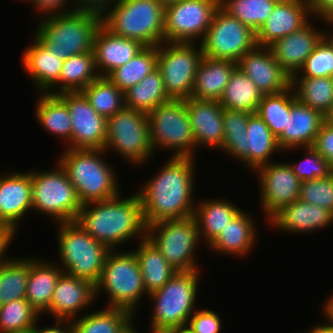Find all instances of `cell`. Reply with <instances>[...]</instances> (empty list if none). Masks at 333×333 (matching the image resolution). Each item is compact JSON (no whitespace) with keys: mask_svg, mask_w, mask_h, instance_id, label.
<instances>
[{"mask_svg":"<svg viewBox=\"0 0 333 333\" xmlns=\"http://www.w3.org/2000/svg\"><path fill=\"white\" fill-rule=\"evenodd\" d=\"M246 134L245 166L254 171L268 164L271 155L280 148L277 138L257 113L249 115Z\"/></svg>","mask_w":333,"mask_h":333,"instance_id":"cell-31","label":"cell"},{"mask_svg":"<svg viewBox=\"0 0 333 333\" xmlns=\"http://www.w3.org/2000/svg\"><path fill=\"white\" fill-rule=\"evenodd\" d=\"M58 226V250L60 262L64 265L63 272L96 285L110 249L95 240L76 221L59 222Z\"/></svg>","mask_w":333,"mask_h":333,"instance_id":"cell-7","label":"cell"},{"mask_svg":"<svg viewBox=\"0 0 333 333\" xmlns=\"http://www.w3.org/2000/svg\"><path fill=\"white\" fill-rule=\"evenodd\" d=\"M159 1L162 2L165 5V4H168L170 2H174L176 0H159Z\"/></svg>","mask_w":333,"mask_h":333,"instance_id":"cell-63","label":"cell"},{"mask_svg":"<svg viewBox=\"0 0 333 333\" xmlns=\"http://www.w3.org/2000/svg\"><path fill=\"white\" fill-rule=\"evenodd\" d=\"M325 122L333 126V105L330 112L325 116Z\"/></svg>","mask_w":333,"mask_h":333,"instance_id":"cell-61","label":"cell"},{"mask_svg":"<svg viewBox=\"0 0 333 333\" xmlns=\"http://www.w3.org/2000/svg\"><path fill=\"white\" fill-rule=\"evenodd\" d=\"M157 57L158 46H145L130 61L113 70L107 78L125 92L157 68Z\"/></svg>","mask_w":333,"mask_h":333,"instance_id":"cell-39","label":"cell"},{"mask_svg":"<svg viewBox=\"0 0 333 333\" xmlns=\"http://www.w3.org/2000/svg\"><path fill=\"white\" fill-rule=\"evenodd\" d=\"M236 68L234 61L203 57L195 75L191 98L219 101Z\"/></svg>","mask_w":333,"mask_h":333,"instance_id":"cell-28","label":"cell"},{"mask_svg":"<svg viewBox=\"0 0 333 333\" xmlns=\"http://www.w3.org/2000/svg\"><path fill=\"white\" fill-rule=\"evenodd\" d=\"M221 319L215 311L195 310L188 319L186 327L191 333H220Z\"/></svg>","mask_w":333,"mask_h":333,"instance_id":"cell-50","label":"cell"},{"mask_svg":"<svg viewBox=\"0 0 333 333\" xmlns=\"http://www.w3.org/2000/svg\"><path fill=\"white\" fill-rule=\"evenodd\" d=\"M32 1H33V4L35 3L34 4L36 6L35 8H37L39 10V12L45 14V16L53 15V14H60V13H67V12H70V11L74 10L75 8H77L74 5L71 8L70 7L68 8L67 6H65L66 3H68L67 2L68 0H32ZM65 7H67V9H64Z\"/></svg>","mask_w":333,"mask_h":333,"instance_id":"cell-53","label":"cell"},{"mask_svg":"<svg viewBox=\"0 0 333 333\" xmlns=\"http://www.w3.org/2000/svg\"><path fill=\"white\" fill-rule=\"evenodd\" d=\"M309 333H333V328L324 324H318L316 327L311 328Z\"/></svg>","mask_w":333,"mask_h":333,"instance_id":"cell-58","label":"cell"},{"mask_svg":"<svg viewBox=\"0 0 333 333\" xmlns=\"http://www.w3.org/2000/svg\"><path fill=\"white\" fill-rule=\"evenodd\" d=\"M299 199L333 213V172L324 178L302 182Z\"/></svg>","mask_w":333,"mask_h":333,"instance_id":"cell-48","label":"cell"},{"mask_svg":"<svg viewBox=\"0 0 333 333\" xmlns=\"http://www.w3.org/2000/svg\"><path fill=\"white\" fill-rule=\"evenodd\" d=\"M144 47L139 41L114 35L101 25L92 46L98 74L107 77L113 70L130 61Z\"/></svg>","mask_w":333,"mask_h":333,"instance_id":"cell-25","label":"cell"},{"mask_svg":"<svg viewBox=\"0 0 333 333\" xmlns=\"http://www.w3.org/2000/svg\"><path fill=\"white\" fill-rule=\"evenodd\" d=\"M81 92L87 98L90 105L106 118H109L125 107L124 92L105 76H99Z\"/></svg>","mask_w":333,"mask_h":333,"instance_id":"cell-42","label":"cell"},{"mask_svg":"<svg viewBox=\"0 0 333 333\" xmlns=\"http://www.w3.org/2000/svg\"><path fill=\"white\" fill-rule=\"evenodd\" d=\"M110 148L132 165L145 163L154 153L147 113L124 107L107 118L104 150Z\"/></svg>","mask_w":333,"mask_h":333,"instance_id":"cell-11","label":"cell"},{"mask_svg":"<svg viewBox=\"0 0 333 333\" xmlns=\"http://www.w3.org/2000/svg\"><path fill=\"white\" fill-rule=\"evenodd\" d=\"M328 35L329 33L326 32L305 60L304 65L297 72H302L299 77H333V34Z\"/></svg>","mask_w":333,"mask_h":333,"instance_id":"cell-47","label":"cell"},{"mask_svg":"<svg viewBox=\"0 0 333 333\" xmlns=\"http://www.w3.org/2000/svg\"><path fill=\"white\" fill-rule=\"evenodd\" d=\"M22 65L44 93L55 94L54 87L59 86L63 61L53 50H48L36 37L33 45L22 53ZM53 90V91H52Z\"/></svg>","mask_w":333,"mask_h":333,"instance_id":"cell-27","label":"cell"},{"mask_svg":"<svg viewBox=\"0 0 333 333\" xmlns=\"http://www.w3.org/2000/svg\"><path fill=\"white\" fill-rule=\"evenodd\" d=\"M241 210L227 199H209L201 202L194 211L199 236L205 238L209 246Z\"/></svg>","mask_w":333,"mask_h":333,"instance_id":"cell-33","label":"cell"},{"mask_svg":"<svg viewBox=\"0 0 333 333\" xmlns=\"http://www.w3.org/2000/svg\"><path fill=\"white\" fill-rule=\"evenodd\" d=\"M66 149L58 163L75 188L82 205L120 195L114 170L100 156L106 150Z\"/></svg>","mask_w":333,"mask_h":333,"instance_id":"cell-5","label":"cell"},{"mask_svg":"<svg viewBox=\"0 0 333 333\" xmlns=\"http://www.w3.org/2000/svg\"><path fill=\"white\" fill-rule=\"evenodd\" d=\"M219 7L220 0H176L165 4L164 42L193 43L198 38L202 42Z\"/></svg>","mask_w":333,"mask_h":333,"instance_id":"cell-15","label":"cell"},{"mask_svg":"<svg viewBox=\"0 0 333 333\" xmlns=\"http://www.w3.org/2000/svg\"><path fill=\"white\" fill-rule=\"evenodd\" d=\"M99 76L93 51L73 55L63 61L59 76L60 89H56L55 94L82 91Z\"/></svg>","mask_w":333,"mask_h":333,"instance_id":"cell-38","label":"cell"},{"mask_svg":"<svg viewBox=\"0 0 333 333\" xmlns=\"http://www.w3.org/2000/svg\"><path fill=\"white\" fill-rule=\"evenodd\" d=\"M302 149L305 150L306 156H308L299 164H290L301 182L324 178L333 172V166L313 147Z\"/></svg>","mask_w":333,"mask_h":333,"instance_id":"cell-49","label":"cell"},{"mask_svg":"<svg viewBox=\"0 0 333 333\" xmlns=\"http://www.w3.org/2000/svg\"><path fill=\"white\" fill-rule=\"evenodd\" d=\"M72 321L67 320H57L55 326L45 327L42 329L37 328V324L35 323L34 327L31 329L30 333H72ZM65 323V325H63ZM60 325H63L61 327ZM65 326V327H64Z\"/></svg>","mask_w":333,"mask_h":333,"instance_id":"cell-54","label":"cell"},{"mask_svg":"<svg viewBox=\"0 0 333 333\" xmlns=\"http://www.w3.org/2000/svg\"><path fill=\"white\" fill-rule=\"evenodd\" d=\"M309 15L312 17L306 0H280L256 32L257 45L269 47L282 37L300 30L310 22Z\"/></svg>","mask_w":333,"mask_h":333,"instance_id":"cell-20","label":"cell"},{"mask_svg":"<svg viewBox=\"0 0 333 333\" xmlns=\"http://www.w3.org/2000/svg\"><path fill=\"white\" fill-rule=\"evenodd\" d=\"M310 23L269 46L275 60L290 77L297 74L316 45L326 35V32L316 30Z\"/></svg>","mask_w":333,"mask_h":333,"instance_id":"cell-24","label":"cell"},{"mask_svg":"<svg viewBox=\"0 0 333 333\" xmlns=\"http://www.w3.org/2000/svg\"><path fill=\"white\" fill-rule=\"evenodd\" d=\"M96 297L94 284L63 272L57 280L50 306L45 313L49 316L51 313L56 320L73 321L77 312L92 304Z\"/></svg>","mask_w":333,"mask_h":333,"instance_id":"cell-21","label":"cell"},{"mask_svg":"<svg viewBox=\"0 0 333 333\" xmlns=\"http://www.w3.org/2000/svg\"><path fill=\"white\" fill-rule=\"evenodd\" d=\"M31 181L33 210L55 217L58 223L76 220L82 204L59 163L56 169L32 172Z\"/></svg>","mask_w":333,"mask_h":333,"instance_id":"cell-10","label":"cell"},{"mask_svg":"<svg viewBox=\"0 0 333 333\" xmlns=\"http://www.w3.org/2000/svg\"><path fill=\"white\" fill-rule=\"evenodd\" d=\"M203 57L201 44L198 48L193 43L185 42H162L158 46L157 69L171 99L191 97L195 75Z\"/></svg>","mask_w":333,"mask_h":333,"instance_id":"cell-13","label":"cell"},{"mask_svg":"<svg viewBox=\"0 0 333 333\" xmlns=\"http://www.w3.org/2000/svg\"><path fill=\"white\" fill-rule=\"evenodd\" d=\"M130 320L120 331L119 333H137L135 327L131 324ZM134 327V328H133Z\"/></svg>","mask_w":333,"mask_h":333,"instance_id":"cell-59","label":"cell"},{"mask_svg":"<svg viewBox=\"0 0 333 333\" xmlns=\"http://www.w3.org/2000/svg\"><path fill=\"white\" fill-rule=\"evenodd\" d=\"M125 107L144 113L153 111L171 98L165 91L162 75L156 68L139 83L124 92Z\"/></svg>","mask_w":333,"mask_h":333,"instance_id":"cell-36","label":"cell"},{"mask_svg":"<svg viewBox=\"0 0 333 333\" xmlns=\"http://www.w3.org/2000/svg\"><path fill=\"white\" fill-rule=\"evenodd\" d=\"M7 234V232L0 226V240Z\"/></svg>","mask_w":333,"mask_h":333,"instance_id":"cell-62","label":"cell"},{"mask_svg":"<svg viewBox=\"0 0 333 333\" xmlns=\"http://www.w3.org/2000/svg\"><path fill=\"white\" fill-rule=\"evenodd\" d=\"M298 76L293 75L290 84L296 99L326 116L333 105V77Z\"/></svg>","mask_w":333,"mask_h":333,"instance_id":"cell-34","label":"cell"},{"mask_svg":"<svg viewBox=\"0 0 333 333\" xmlns=\"http://www.w3.org/2000/svg\"><path fill=\"white\" fill-rule=\"evenodd\" d=\"M106 291L109 297L107 307L129 310L133 315L142 296L148 294L134 251L116 252L110 250L106 256L95 295Z\"/></svg>","mask_w":333,"mask_h":333,"instance_id":"cell-8","label":"cell"},{"mask_svg":"<svg viewBox=\"0 0 333 333\" xmlns=\"http://www.w3.org/2000/svg\"><path fill=\"white\" fill-rule=\"evenodd\" d=\"M314 18L321 17L326 23H333V0H306Z\"/></svg>","mask_w":333,"mask_h":333,"instance_id":"cell-52","label":"cell"},{"mask_svg":"<svg viewBox=\"0 0 333 333\" xmlns=\"http://www.w3.org/2000/svg\"><path fill=\"white\" fill-rule=\"evenodd\" d=\"M100 11L102 25L114 35L134 39L144 46L164 42L165 5L159 0H113Z\"/></svg>","mask_w":333,"mask_h":333,"instance_id":"cell-4","label":"cell"},{"mask_svg":"<svg viewBox=\"0 0 333 333\" xmlns=\"http://www.w3.org/2000/svg\"><path fill=\"white\" fill-rule=\"evenodd\" d=\"M140 241L134 253L142 274L143 285L146 292L150 294L160 289L178 271L165 260L162 253L148 238Z\"/></svg>","mask_w":333,"mask_h":333,"instance_id":"cell-32","label":"cell"},{"mask_svg":"<svg viewBox=\"0 0 333 333\" xmlns=\"http://www.w3.org/2000/svg\"><path fill=\"white\" fill-rule=\"evenodd\" d=\"M241 210L210 244L215 251L246 256L256 242V227L251 216ZM254 222V223H253Z\"/></svg>","mask_w":333,"mask_h":333,"instance_id":"cell-30","label":"cell"},{"mask_svg":"<svg viewBox=\"0 0 333 333\" xmlns=\"http://www.w3.org/2000/svg\"><path fill=\"white\" fill-rule=\"evenodd\" d=\"M40 314L26 298L0 306V333H29Z\"/></svg>","mask_w":333,"mask_h":333,"instance_id":"cell-46","label":"cell"},{"mask_svg":"<svg viewBox=\"0 0 333 333\" xmlns=\"http://www.w3.org/2000/svg\"><path fill=\"white\" fill-rule=\"evenodd\" d=\"M333 222V213L317 205L297 199L285 205L270 219L269 223L284 232H312L323 229Z\"/></svg>","mask_w":333,"mask_h":333,"instance_id":"cell-26","label":"cell"},{"mask_svg":"<svg viewBox=\"0 0 333 333\" xmlns=\"http://www.w3.org/2000/svg\"><path fill=\"white\" fill-rule=\"evenodd\" d=\"M280 0H220V7L255 33Z\"/></svg>","mask_w":333,"mask_h":333,"instance_id":"cell-43","label":"cell"},{"mask_svg":"<svg viewBox=\"0 0 333 333\" xmlns=\"http://www.w3.org/2000/svg\"><path fill=\"white\" fill-rule=\"evenodd\" d=\"M32 210L31 171L0 175V226L16 236L21 218ZM18 222V223H17ZM17 226V227H16Z\"/></svg>","mask_w":333,"mask_h":333,"instance_id":"cell-19","label":"cell"},{"mask_svg":"<svg viewBox=\"0 0 333 333\" xmlns=\"http://www.w3.org/2000/svg\"><path fill=\"white\" fill-rule=\"evenodd\" d=\"M263 96L252 80L237 67L219 102L224 109L256 113Z\"/></svg>","mask_w":333,"mask_h":333,"instance_id":"cell-35","label":"cell"},{"mask_svg":"<svg viewBox=\"0 0 333 333\" xmlns=\"http://www.w3.org/2000/svg\"><path fill=\"white\" fill-rule=\"evenodd\" d=\"M293 105V89L290 86L283 92L264 95L256 110L269 127L272 134L278 138L286 127L287 116Z\"/></svg>","mask_w":333,"mask_h":333,"instance_id":"cell-44","label":"cell"},{"mask_svg":"<svg viewBox=\"0 0 333 333\" xmlns=\"http://www.w3.org/2000/svg\"><path fill=\"white\" fill-rule=\"evenodd\" d=\"M132 317L134 316L129 310L106 307L75 318L72 321V333H119Z\"/></svg>","mask_w":333,"mask_h":333,"instance_id":"cell-40","label":"cell"},{"mask_svg":"<svg viewBox=\"0 0 333 333\" xmlns=\"http://www.w3.org/2000/svg\"><path fill=\"white\" fill-rule=\"evenodd\" d=\"M14 236L11 233H7L1 240H0V264L6 259L5 252L7 251V247L12 242Z\"/></svg>","mask_w":333,"mask_h":333,"instance_id":"cell-56","label":"cell"},{"mask_svg":"<svg viewBox=\"0 0 333 333\" xmlns=\"http://www.w3.org/2000/svg\"><path fill=\"white\" fill-rule=\"evenodd\" d=\"M73 1V0H72ZM76 1V7H81V8H95L101 10V8L113 1V0H74Z\"/></svg>","mask_w":333,"mask_h":333,"instance_id":"cell-55","label":"cell"},{"mask_svg":"<svg viewBox=\"0 0 333 333\" xmlns=\"http://www.w3.org/2000/svg\"><path fill=\"white\" fill-rule=\"evenodd\" d=\"M153 149H174L173 157L194 158L196 143L190 124L186 99H171L147 114Z\"/></svg>","mask_w":333,"mask_h":333,"instance_id":"cell-9","label":"cell"},{"mask_svg":"<svg viewBox=\"0 0 333 333\" xmlns=\"http://www.w3.org/2000/svg\"><path fill=\"white\" fill-rule=\"evenodd\" d=\"M164 333H191L187 327H179V328H174L171 330H168Z\"/></svg>","mask_w":333,"mask_h":333,"instance_id":"cell-60","label":"cell"},{"mask_svg":"<svg viewBox=\"0 0 333 333\" xmlns=\"http://www.w3.org/2000/svg\"><path fill=\"white\" fill-rule=\"evenodd\" d=\"M247 111L223 112L224 141L221 150L241 160L245 165L246 131L249 115Z\"/></svg>","mask_w":333,"mask_h":333,"instance_id":"cell-45","label":"cell"},{"mask_svg":"<svg viewBox=\"0 0 333 333\" xmlns=\"http://www.w3.org/2000/svg\"><path fill=\"white\" fill-rule=\"evenodd\" d=\"M194 161L172 156L152 180L145 182L137 194L146 226L194 216Z\"/></svg>","mask_w":333,"mask_h":333,"instance_id":"cell-1","label":"cell"},{"mask_svg":"<svg viewBox=\"0 0 333 333\" xmlns=\"http://www.w3.org/2000/svg\"><path fill=\"white\" fill-rule=\"evenodd\" d=\"M333 166V126L324 122L312 146Z\"/></svg>","mask_w":333,"mask_h":333,"instance_id":"cell-51","label":"cell"},{"mask_svg":"<svg viewBox=\"0 0 333 333\" xmlns=\"http://www.w3.org/2000/svg\"><path fill=\"white\" fill-rule=\"evenodd\" d=\"M36 119L46 131L66 139L69 143L72 137V123L65 102L57 95L40 94L36 107Z\"/></svg>","mask_w":333,"mask_h":333,"instance_id":"cell-37","label":"cell"},{"mask_svg":"<svg viewBox=\"0 0 333 333\" xmlns=\"http://www.w3.org/2000/svg\"><path fill=\"white\" fill-rule=\"evenodd\" d=\"M255 171L259 175L260 204L267 219H270L285 205L299 199L302 182L293 172L290 163L269 162Z\"/></svg>","mask_w":333,"mask_h":333,"instance_id":"cell-17","label":"cell"},{"mask_svg":"<svg viewBox=\"0 0 333 333\" xmlns=\"http://www.w3.org/2000/svg\"><path fill=\"white\" fill-rule=\"evenodd\" d=\"M263 95L275 94L290 87L291 77L275 60L270 47L256 45L237 62Z\"/></svg>","mask_w":333,"mask_h":333,"instance_id":"cell-18","label":"cell"},{"mask_svg":"<svg viewBox=\"0 0 333 333\" xmlns=\"http://www.w3.org/2000/svg\"><path fill=\"white\" fill-rule=\"evenodd\" d=\"M29 276V258H7L0 264V306L24 299Z\"/></svg>","mask_w":333,"mask_h":333,"instance_id":"cell-41","label":"cell"},{"mask_svg":"<svg viewBox=\"0 0 333 333\" xmlns=\"http://www.w3.org/2000/svg\"><path fill=\"white\" fill-rule=\"evenodd\" d=\"M329 299V300H328ZM326 300V304H324V314L326 315V319L329 320V324H325L329 327L333 328V295Z\"/></svg>","mask_w":333,"mask_h":333,"instance_id":"cell-57","label":"cell"},{"mask_svg":"<svg viewBox=\"0 0 333 333\" xmlns=\"http://www.w3.org/2000/svg\"><path fill=\"white\" fill-rule=\"evenodd\" d=\"M198 275L199 270L178 271L160 289L148 294L155 306L151 333L186 327L188 319L195 312Z\"/></svg>","mask_w":333,"mask_h":333,"instance_id":"cell-6","label":"cell"},{"mask_svg":"<svg viewBox=\"0 0 333 333\" xmlns=\"http://www.w3.org/2000/svg\"><path fill=\"white\" fill-rule=\"evenodd\" d=\"M196 147L222 148L224 141V108L217 100L186 99Z\"/></svg>","mask_w":333,"mask_h":333,"instance_id":"cell-23","label":"cell"},{"mask_svg":"<svg viewBox=\"0 0 333 333\" xmlns=\"http://www.w3.org/2000/svg\"><path fill=\"white\" fill-rule=\"evenodd\" d=\"M66 104L72 123V149H104L107 118L100 115L81 91L57 94Z\"/></svg>","mask_w":333,"mask_h":333,"instance_id":"cell-16","label":"cell"},{"mask_svg":"<svg viewBox=\"0 0 333 333\" xmlns=\"http://www.w3.org/2000/svg\"><path fill=\"white\" fill-rule=\"evenodd\" d=\"M47 260L29 257V276L27 280L25 298L30 305L40 314L50 306L53 292L63 273L62 268L55 266Z\"/></svg>","mask_w":333,"mask_h":333,"instance_id":"cell-29","label":"cell"},{"mask_svg":"<svg viewBox=\"0 0 333 333\" xmlns=\"http://www.w3.org/2000/svg\"><path fill=\"white\" fill-rule=\"evenodd\" d=\"M147 238L177 271L199 270L193 257L200 239L194 216L149 225Z\"/></svg>","mask_w":333,"mask_h":333,"instance_id":"cell-12","label":"cell"},{"mask_svg":"<svg viewBox=\"0 0 333 333\" xmlns=\"http://www.w3.org/2000/svg\"><path fill=\"white\" fill-rule=\"evenodd\" d=\"M204 57L238 62L256 45V33L219 7L200 43Z\"/></svg>","mask_w":333,"mask_h":333,"instance_id":"cell-14","label":"cell"},{"mask_svg":"<svg viewBox=\"0 0 333 333\" xmlns=\"http://www.w3.org/2000/svg\"><path fill=\"white\" fill-rule=\"evenodd\" d=\"M101 25L99 9L77 7L67 13L43 17L34 37L65 60L73 55L91 52L95 34Z\"/></svg>","mask_w":333,"mask_h":333,"instance_id":"cell-3","label":"cell"},{"mask_svg":"<svg viewBox=\"0 0 333 333\" xmlns=\"http://www.w3.org/2000/svg\"><path fill=\"white\" fill-rule=\"evenodd\" d=\"M324 122L325 116L298 101L293 92V105L287 116L286 127L277 138L280 151L312 147Z\"/></svg>","mask_w":333,"mask_h":333,"instance_id":"cell-22","label":"cell"},{"mask_svg":"<svg viewBox=\"0 0 333 333\" xmlns=\"http://www.w3.org/2000/svg\"><path fill=\"white\" fill-rule=\"evenodd\" d=\"M75 221L110 250L138 235H141V240L147 238V226L138 194L127 199H120L118 195L82 205Z\"/></svg>","mask_w":333,"mask_h":333,"instance_id":"cell-2","label":"cell"}]
</instances>
